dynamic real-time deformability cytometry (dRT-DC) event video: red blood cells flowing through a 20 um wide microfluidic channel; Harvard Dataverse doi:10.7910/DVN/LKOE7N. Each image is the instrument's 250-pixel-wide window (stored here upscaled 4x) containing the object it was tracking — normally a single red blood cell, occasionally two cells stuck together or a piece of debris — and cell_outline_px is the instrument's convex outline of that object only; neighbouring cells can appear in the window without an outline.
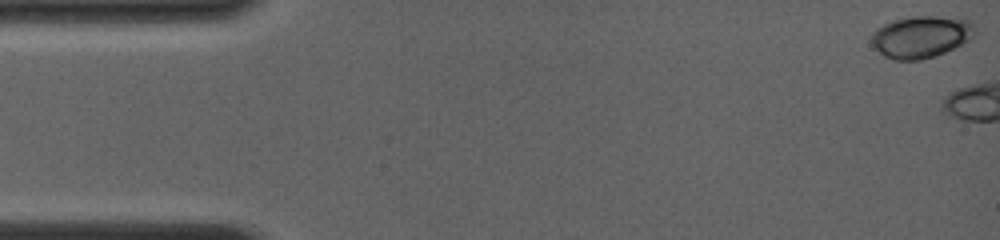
{"species": "common noctule bat (a hibernating species)", "species_latin": "Nyctalus noctula", "temperature_condition": "room temperature", "stored_images_in_passage": 5, "camera_frame_rate_fps": 4000, "um_per_image_px": 0.085, "animal": {"sex": "female", "body_mass_g": 19.0, "forearm_length_mm": 56.7}, "frame": {"image": 1, "passage_image": 1, "time_ms": 0.0, "image_size_px": [1000, 240], "cell_outline_px": [[976, 32], [968, 40], [944, 52], [920, 60], [896, 60], [884, 56], [872, 48], [868, 36], [876, 28], [892, 20], [908, 16], [964, 16], [972, 24]], "centroid_in_image_um": [78.23, 3.09], "position_along_channel_um": 6.8, "area_um2": 25.78}}
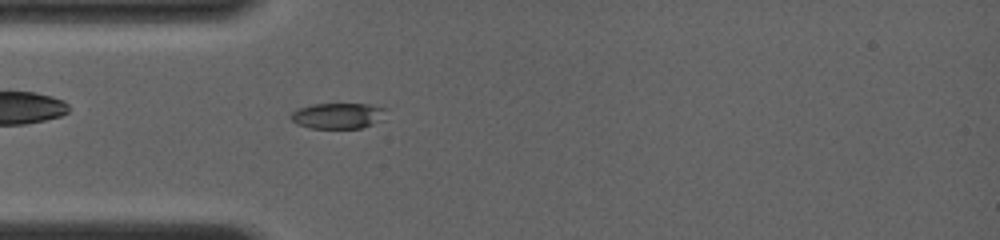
{"frame": {"image": 2, "passage_image": 5, "time_ms": 5.0, "image_size_px": [1000, 240], "cell_outline_px": [[388, 108], [384, 120], [360, 128], [308, 128], [296, 124], [288, 116], [296, 108], [312, 104], [372, 104]], "centroid_in_image_um": [28.74, 9.83], "position_along_channel_um": 56.3, "area_um2": 14.68}}